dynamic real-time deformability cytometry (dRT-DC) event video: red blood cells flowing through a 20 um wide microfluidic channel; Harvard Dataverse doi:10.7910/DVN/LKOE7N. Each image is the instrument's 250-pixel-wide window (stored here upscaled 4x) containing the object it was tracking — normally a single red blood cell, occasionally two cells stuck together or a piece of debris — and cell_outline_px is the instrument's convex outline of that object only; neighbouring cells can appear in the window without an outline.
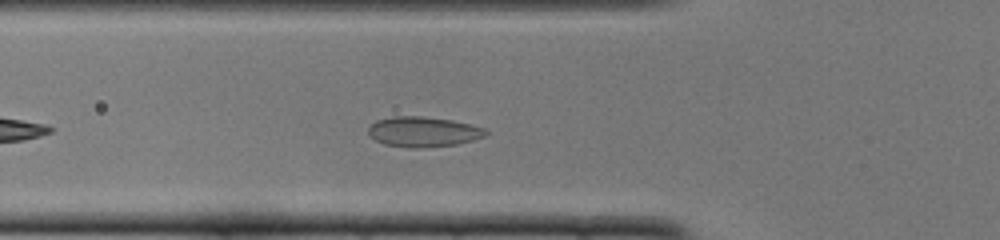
{"species": "common noctule bat (a hibernating species)", "species_latin": "Nyctalus noctula", "temperature_condition": "cold", "stored_images_in_passage": 32, "camera_frame_rate_fps": 3000, "um_per_image_px": 0.085, "animal": {"sex": "female", "body_mass_g": 22.0, "forearm_length_mm": 56.7}, "frame": {"image": 1, "passage_image": 7, "time_ms": 2.0, "image_size_px": [1000, 240], "cell_outline_px": [[488, 132], [484, 136], [472, 140], [456, 144], [424, 148], [412, 148], [384, 144], [368, 136], [368, 128], [376, 120], [392, 116], [420, 116], [452, 120], [484, 128]], "centroid_in_image_um": [35.93, 11.2], "position_along_channel_um": 89.9, "area_um2": 20.58}}
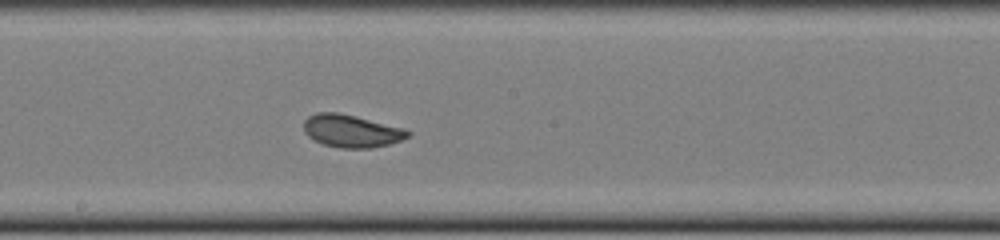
{"frame": {"image": 2, "passage_image": 17, "time_ms": 5.333, "image_size_px": [1000, 240], "cell_outline_px": [[412, 132], [408, 136], [400, 140], [388, 144], [372, 148], [340, 148], [324, 144], [308, 136], [304, 132], [304, 120], [308, 116], [316, 112], [336, 112], [356, 116], [404, 128]], "centroid_in_image_um": [29.86, 11.12], "position_along_channel_um": 218.3, "area_um2": 19.71}}
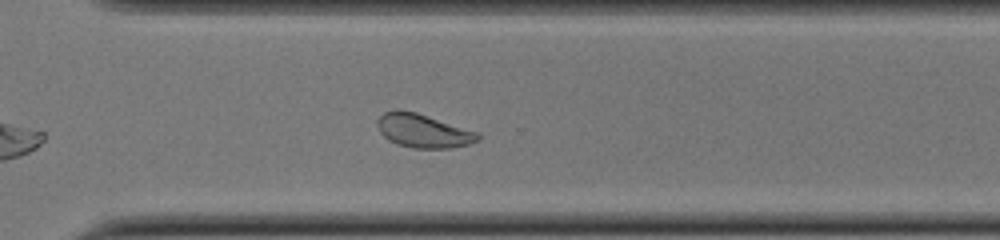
{"frame": {"image": 3, "passage_image": 26, "time_ms": 8.333, "image_size_px": [1000, 240], "cell_outline_px": [[480, 140], [468, 144], [452, 148], [412, 148], [396, 144], [388, 140], [380, 132], [376, 124], [376, 120], [384, 112], [396, 108], [416, 112], [476, 132], [480, 136]], "centroid_in_image_um": [35.91, 11.11], "position_along_channel_um": 334.7, "area_um2": 19.71}, "authors_computed_cell_mechanics": {"area_um2": 19.941, "velocity_mm_per_s": 3.8644, "shape_relaxation_time_tau1_ms": 6.1007, "shape_relaxation_time_tau2_ms": 0.8755, "deformation_change_tau1": 0.104, "deformation_change_tau2": 0.0508}}